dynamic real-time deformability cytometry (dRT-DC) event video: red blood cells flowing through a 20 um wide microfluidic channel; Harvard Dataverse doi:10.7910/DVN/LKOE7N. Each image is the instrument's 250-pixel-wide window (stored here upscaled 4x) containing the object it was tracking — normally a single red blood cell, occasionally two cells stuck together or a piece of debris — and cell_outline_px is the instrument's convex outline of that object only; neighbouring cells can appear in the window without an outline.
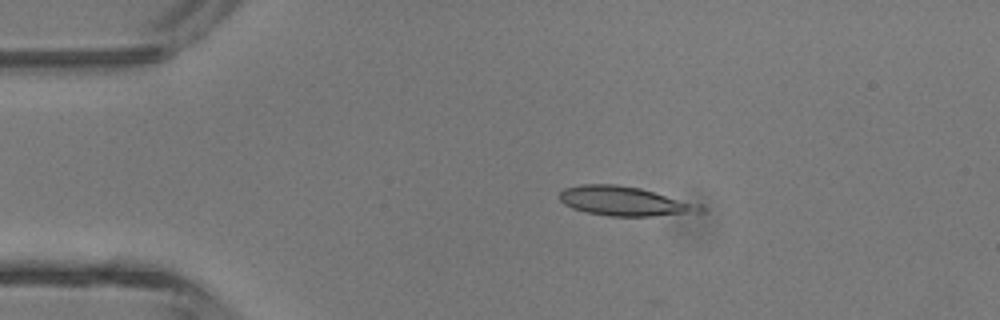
{"species": "common noctule bat (a hibernating species)", "species_latin": "Nyctalus noctula", "temperature_condition": "room temperature", "stored_images_in_passage": 4, "camera_frame_rate_fps": 3000, "um_per_image_px": 0.085, "animal": {"sex": "male", "body_mass_g": 13.3}, "frame": {"image": 1, "passage_image": 3, "time_ms": 2.333, "image_size_px": [1000, 320], "cell_outline_px": [[704, 212], [652, 216], [608, 216], [588, 212], [572, 208], [564, 204], [560, 200], [560, 192], [564, 188], [580, 184], [616, 184], [640, 188], [700, 204], [704, 208]], "centroid_in_image_um": [53.09, 17.1], "position_along_channel_um": 31.9, "area_um2": 23.99}}